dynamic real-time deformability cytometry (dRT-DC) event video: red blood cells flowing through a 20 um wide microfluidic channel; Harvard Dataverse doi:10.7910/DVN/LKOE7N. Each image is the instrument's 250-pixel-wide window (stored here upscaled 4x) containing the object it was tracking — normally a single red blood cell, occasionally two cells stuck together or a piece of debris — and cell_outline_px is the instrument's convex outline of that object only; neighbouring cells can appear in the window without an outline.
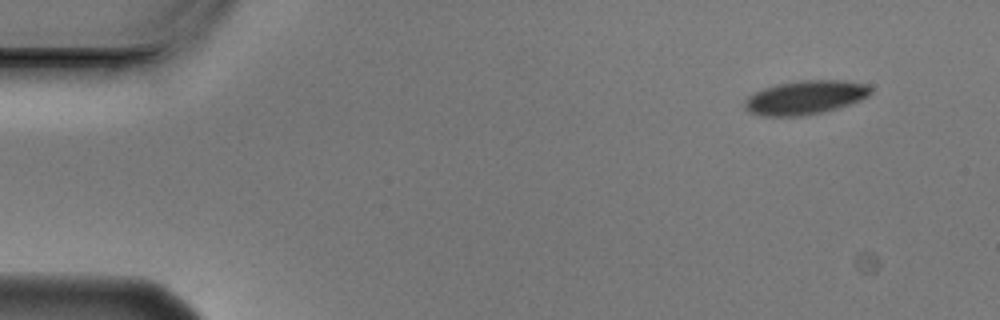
{"species": "Egyptian fruit bat (a non-hibernating species)", "species_latin": "Rousettus aegyptiacus", "temperature_condition": "cold", "stored_images_in_passage": 4, "camera_frame_rate_fps": 3000, "um_per_image_px": 0.085, "animal": {"sex": "male"}, "frame": {"image": 1, "passage_image": 1, "time_ms": 0.0, "image_size_px": [1000, 320], "cell_outline_px": [[872, 92], [868, 96], [860, 100], [836, 108], [804, 116], [760, 116], [748, 112], [744, 108], [744, 100], [748, 96], [764, 88], [776, 84], [800, 80], [844, 80], [868, 84], [872, 88]], "centroid_in_image_um": [68.43, 8.28], "position_along_channel_um": 16.6, "area_um2": 24.97}}
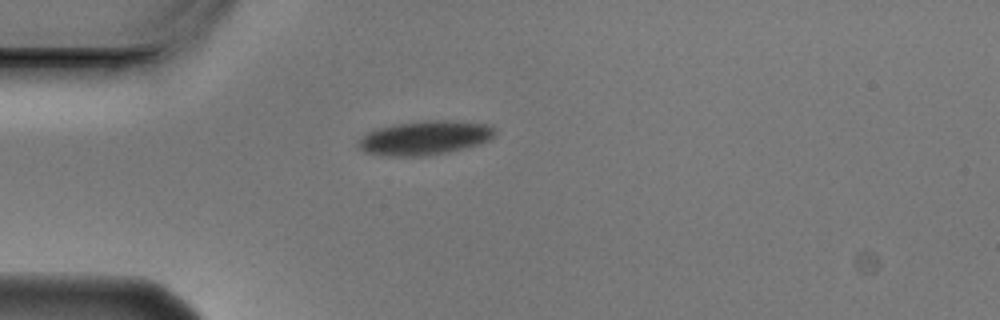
{"frame": {"image": 2, "passage_image": 3, "time_ms": 0.667, "image_size_px": [1000, 320], "cell_outline_px": [[496, 136], [480, 144], [448, 152], [424, 156], [380, 156], [364, 152], [356, 144], [360, 136], [372, 128], [392, 124], [428, 120], [452, 120], [488, 124], [496, 128]], "centroid_in_image_um": [36.06, 11.71], "position_along_channel_um": 48.9, "area_um2": 27.8}}